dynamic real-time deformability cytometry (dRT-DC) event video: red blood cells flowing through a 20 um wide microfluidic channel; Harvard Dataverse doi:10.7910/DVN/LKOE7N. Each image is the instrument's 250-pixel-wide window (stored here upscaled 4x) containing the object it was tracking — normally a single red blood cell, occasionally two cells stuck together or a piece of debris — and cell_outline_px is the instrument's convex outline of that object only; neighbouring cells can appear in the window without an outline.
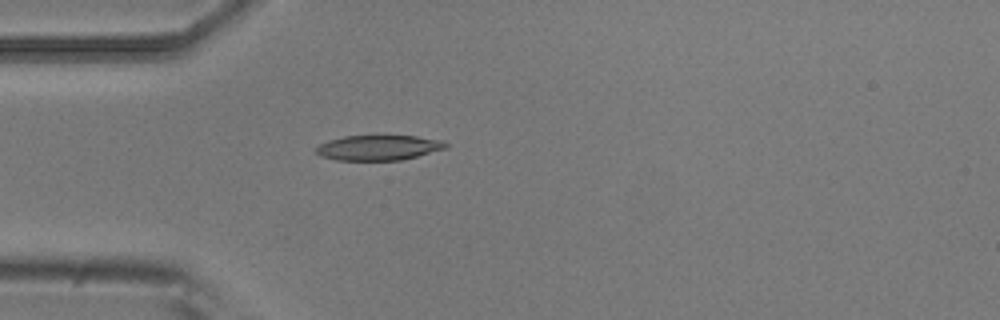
{"species": "common noctule bat (a hibernating species)", "species_latin": "Nyctalus noctula", "temperature_condition": "room temperature", "stored_images_in_passage": 5, "camera_frame_rate_fps": 3000, "um_per_image_px": 0.085, "animal": {"sex": "male", "body_mass_g": 20.5, "forearm_length_mm": 52.5}, "frame": {"image": 1, "passage_image": 5, "time_ms": 1.333, "image_size_px": [1000, 320], "cell_outline_px": [[448, 148], [400, 160], [336, 160], [320, 156], [316, 152], [316, 148], [320, 144], [328, 140], [344, 136], [416, 136], [444, 140], [448, 144]], "centroid_in_image_um": [32.19, 12.55], "position_along_channel_um": 52.8, "area_um2": 18.96}}